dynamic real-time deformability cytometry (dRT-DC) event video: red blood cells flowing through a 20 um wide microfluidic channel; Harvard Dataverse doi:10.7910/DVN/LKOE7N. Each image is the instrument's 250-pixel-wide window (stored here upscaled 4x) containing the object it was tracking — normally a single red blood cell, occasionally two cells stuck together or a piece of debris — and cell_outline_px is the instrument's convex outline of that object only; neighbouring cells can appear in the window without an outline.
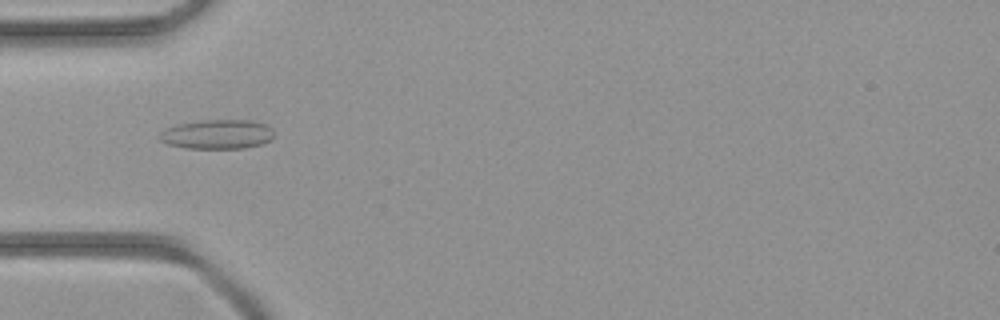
{"species": "common noctule bat (a hibernating species)", "species_latin": "Nyctalus noctula", "temperature_condition": "room temperature", "stored_images_in_passage": 30, "camera_frame_rate_fps": 3000, "um_per_image_px": 0.085, "animal": {"sex": "female", "body_mass_g": 21.9}, "frame": {"image": 1, "passage_image": 1, "time_ms": 0.0, "image_size_px": [1000, 320], "cell_outline_px": [[272, 140], [260, 144], [244, 148], [184, 148], [168, 144], [160, 140], [160, 132], [164, 128], [176, 124], [200, 120], [252, 120], [268, 124], [272, 128]], "centroid_in_image_um": [18.46, 11.4], "position_along_channel_um": 66.5, "area_um2": 19.77}}
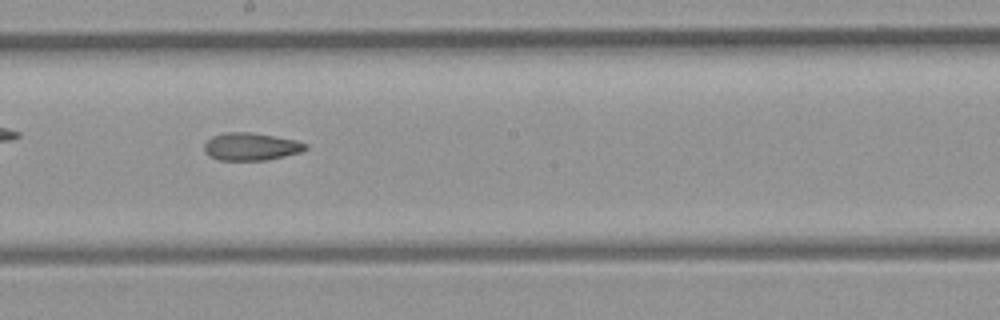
{"frame": {"image": 2, "passage_image": 11, "time_ms": 3.333, "image_size_px": [1000, 320], "cell_outline_px": [[308, 148], [300, 152], [264, 160], [220, 160], [204, 152], [204, 144], [212, 136], [224, 132], [248, 132], [296, 140], [308, 144]], "centroid_in_image_um": [21.32, 12.45], "position_along_channel_um": 226.9, "area_um2": 16.07}}
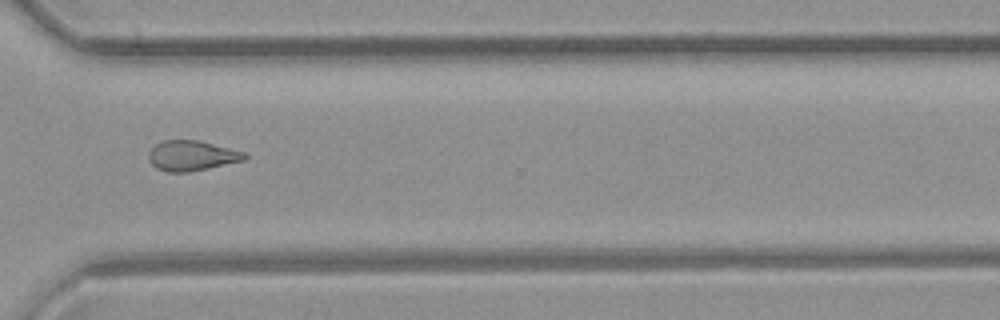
{"frame": {"image": 3, "passage_image": 19, "time_ms": 6.0, "image_size_px": [1000, 320], "cell_outline_px": [[248, 156], [244, 160], [208, 168], [188, 172], [168, 172], [156, 168], [148, 160], [148, 152], [156, 144], [164, 140], [196, 140], [244, 152]], "centroid_in_image_um": [16.26, 13.24], "position_along_channel_um": 354.3, "area_um2": 16.65}}